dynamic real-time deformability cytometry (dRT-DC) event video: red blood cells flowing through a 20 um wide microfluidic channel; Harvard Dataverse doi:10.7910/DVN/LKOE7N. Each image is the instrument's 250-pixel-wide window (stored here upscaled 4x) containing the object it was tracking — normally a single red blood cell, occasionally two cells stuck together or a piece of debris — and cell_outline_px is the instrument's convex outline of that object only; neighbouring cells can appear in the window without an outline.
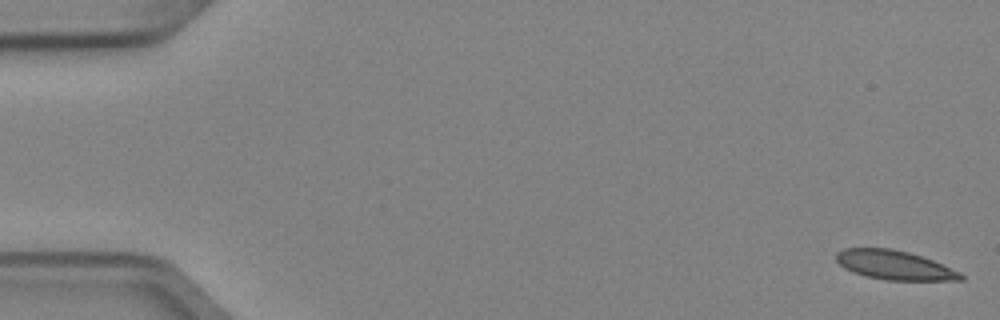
{"species": "Egyptian fruit bat (a non-hibernating species)", "species_latin": "Rousettus aegyptiacus", "temperature_condition": "cold", "stored_images_in_passage": 5, "camera_frame_rate_fps": 3000, "um_per_image_px": 0.085, "animal": {"sex": "female"}, "frame": {"image": 1, "passage_image": 1, "time_ms": 0.0, "image_size_px": [1000, 320], "cell_outline_px": [[964, 280], [888, 280], [864, 276], [852, 272], [844, 268], [836, 260], [836, 252], [844, 248], [892, 248], [908, 252], [932, 260], [960, 272], [964, 276]], "centroid_in_image_um": [75.99, 22.53], "position_along_channel_um": 9.0, "area_um2": 21.1}}
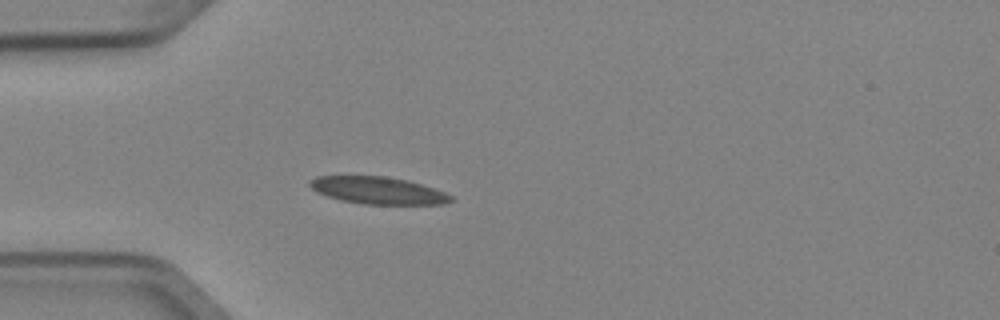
{"frame": {"image": 2, "passage_image": 5, "time_ms": 1.333, "image_size_px": [1000, 320], "cell_outline_px": [[456, 200], [444, 204], [364, 204], [340, 200], [316, 192], [308, 184], [308, 180], [316, 176], [384, 176], [408, 180], [444, 192], [452, 196]], "centroid_in_image_um": [32.11, 16.19], "position_along_channel_um": 52.9, "area_um2": 22.37}}